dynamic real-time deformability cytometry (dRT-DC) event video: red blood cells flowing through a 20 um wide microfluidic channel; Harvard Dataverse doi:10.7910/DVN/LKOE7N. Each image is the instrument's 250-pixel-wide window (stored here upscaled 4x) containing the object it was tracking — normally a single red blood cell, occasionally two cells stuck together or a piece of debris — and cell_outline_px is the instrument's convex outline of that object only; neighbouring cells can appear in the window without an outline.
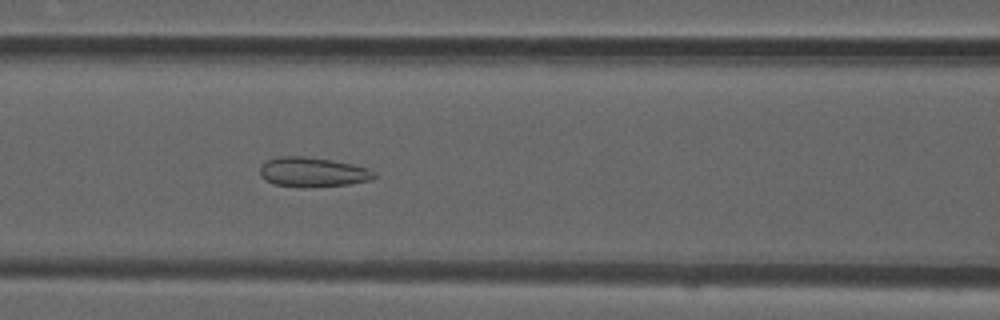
{"species": "common noctule bat (a hibernating species)", "species_latin": "Nyctalus noctula", "temperature_condition": "room temperature", "stored_images_in_passage": 38, "camera_frame_rate_fps": 3000, "um_per_image_px": 0.085, "animal": {"sex": "male", "forearm_length_mm": 52.5}, "frame": {"image": 1, "passage_image": 8, "time_ms": 2.333, "image_size_px": [1000, 320], "cell_outline_px": [[376, 176], [372, 180], [352, 184], [276, 184], [264, 180], [260, 176], [260, 168], [268, 160], [280, 156], [304, 156], [332, 160], [352, 164], [368, 168], [376, 172]], "centroid_in_image_um": [26.63, 14.57], "position_along_channel_um": 140.0, "area_um2": 18.79}}
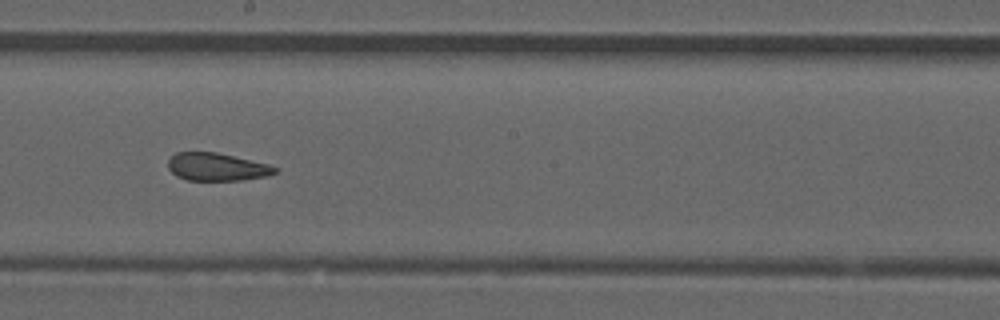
{"frame": {"image": 2, "passage_image": 15, "time_ms": 4.667, "image_size_px": [1000, 320], "cell_outline_px": [[280, 168], [276, 172], [268, 176], [240, 180], [188, 180], [176, 176], [168, 168], [168, 160], [176, 152], [216, 152], [268, 164]], "centroid_in_image_um": [18.43, 14.19], "position_along_channel_um": 229.8, "area_um2": 17.28}}
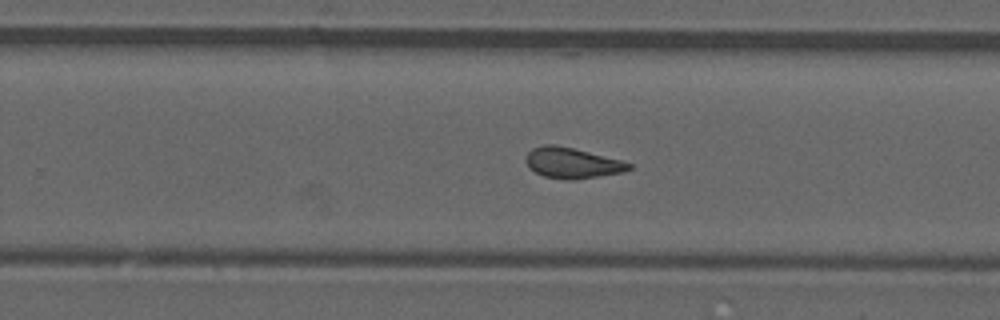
{"frame": {"image": 3, "passage_image": 19, "time_ms": 6.0, "image_size_px": [1000, 320], "cell_outline_px": [[632, 168], [624, 172], [576, 180], [568, 180], [544, 176], [528, 168], [524, 160], [524, 156], [532, 148], [544, 144], [556, 144], [620, 160], [632, 164]], "centroid_in_image_um": [48.59, 13.85], "position_along_channel_um": 281.2, "area_um2": 18.5}, "authors_computed_cell_mechanics": {"area_um2": 18.4382, "velocity_mm_per_s": 3.8697, "shape_relaxation_time_tau1_ms": null, "shape_relaxation_time_tau2_ms": 1.4029, "deformation_change_tau1": null, "deformation_change_tau2": 0.0965}}